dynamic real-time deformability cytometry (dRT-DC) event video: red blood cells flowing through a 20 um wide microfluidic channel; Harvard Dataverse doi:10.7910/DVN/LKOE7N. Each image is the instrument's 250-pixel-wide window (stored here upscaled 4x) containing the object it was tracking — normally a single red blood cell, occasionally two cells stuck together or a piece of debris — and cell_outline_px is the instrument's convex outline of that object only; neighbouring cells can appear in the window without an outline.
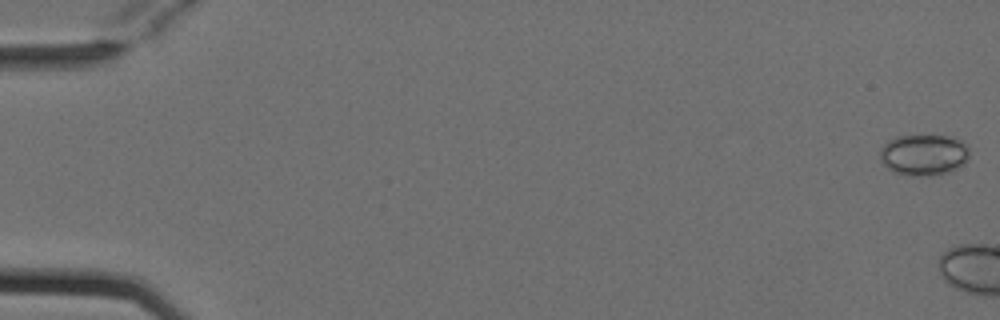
{"species": "Egyptian fruit bat (a non-hibernating species)", "species_latin": "Rousettus aegyptiacus", "temperature_condition": "cold", "stored_images_in_passage": 5, "camera_frame_rate_fps": 3000, "um_per_image_px": 0.085, "animal": {"sex": "female"}, "frame": {"image": 1, "passage_image": 1, "time_ms": 0.0, "image_size_px": [1000, 320], "cell_outline_px": [[968, 160], [960, 168], [948, 172], [932, 176], [908, 176], [892, 172], [880, 160], [880, 148], [888, 140], [896, 136], [948, 136], [960, 140], [968, 144]], "centroid_in_image_um": [78.52, 13.18], "position_along_channel_um": 6.5, "area_um2": 21.79}}